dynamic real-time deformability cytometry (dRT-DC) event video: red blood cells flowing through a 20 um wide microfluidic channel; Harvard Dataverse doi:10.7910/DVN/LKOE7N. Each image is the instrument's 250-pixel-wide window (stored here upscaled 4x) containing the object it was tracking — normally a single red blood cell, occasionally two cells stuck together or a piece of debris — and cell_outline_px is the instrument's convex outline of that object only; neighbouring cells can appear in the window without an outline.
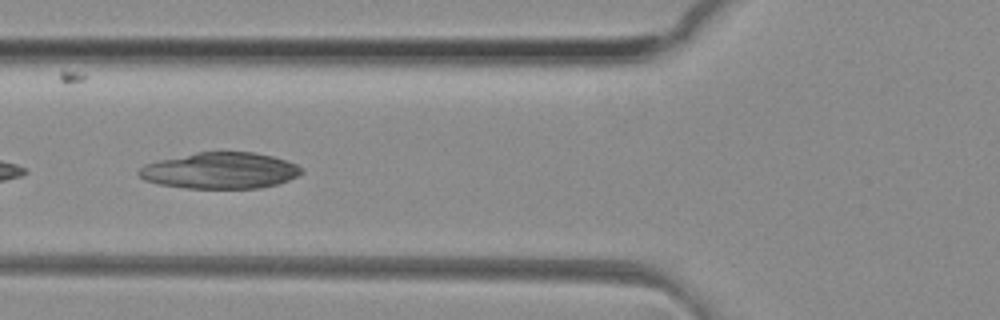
{"species": "common noctule bat (a hibernating species)", "species_latin": "Nyctalus noctula", "temperature_condition": "room temperature", "stored_images_in_passage": 22, "camera_frame_rate_fps": 3000, "um_per_image_px": 0.085, "animal": {"sex": "female", "body_mass_g": 29.2, "forearm_length_mm": 56.3}, "frame": {"image": 1, "passage_image": 4, "time_ms": 1.0, "image_size_px": [1000, 320], "cell_outline_px": [[304, 172], [288, 180], [276, 184], [260, 188], [184, 188], [160, 184], [144, 180], [136, 172], [144, 164], [160, 160], [196, 152], [252, 152], [272, 156], [288, 160], [304, 168]], "centroid_in_image_um": [18.73, 14.5], "position_along_channel_um": 107.1, "area_um2": 34.33}}